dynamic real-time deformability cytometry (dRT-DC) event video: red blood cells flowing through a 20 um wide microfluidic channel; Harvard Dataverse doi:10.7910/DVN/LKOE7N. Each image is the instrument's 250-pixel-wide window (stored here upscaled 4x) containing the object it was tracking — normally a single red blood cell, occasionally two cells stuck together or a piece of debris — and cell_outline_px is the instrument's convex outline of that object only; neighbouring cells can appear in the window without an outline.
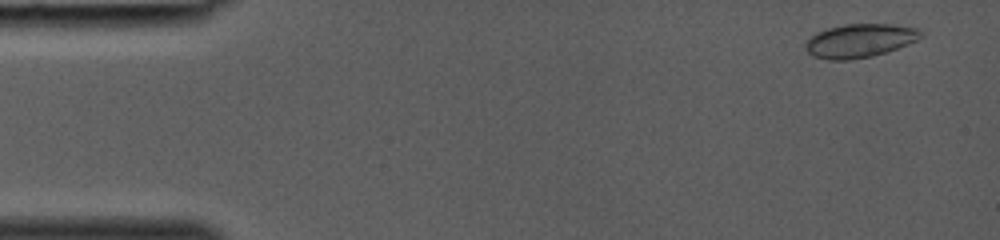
{"species": "common noctule bat (a hibernating species)", "species_latin": "Nyctalus noctula", "temperature_condition": "room temperature", "stored_images_in_passage": 37, "camera_frame_rate_fps": 3000, "um_per_image_px": 0.085, "animal": {"sex": "female", "body_mass_g": 19.0, "forearm_length_mm": 53.3}, "frame": {"image": 1, "passage_image": 1, "time_ms": 0.0, "image_size_px": [1000, 240], "cell_outline_px": [[924, 36], [908, 44], [872, 56], [848, 60], [828, 60], [812, 56], [804, 48], [804, 44], [816, 32], [828, 28], [844, 24], [892, 24], [920, 28]], "centroid_in_image_um": [73.07, 3.45], "position_along_channel_um": 11.9, "area_um2": 22.66}}
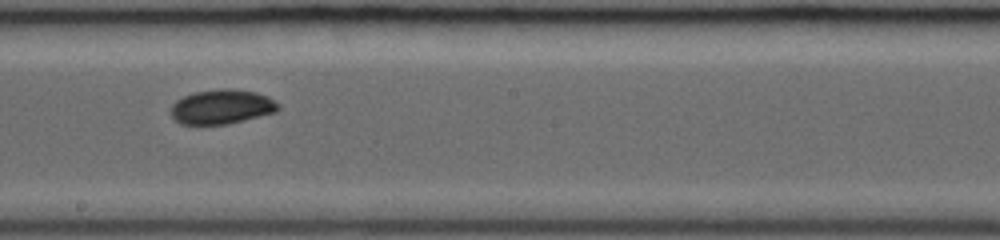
{"frame": {"image": 2, "passage_image": 21, "time_ms": 6.667, "image_size_px": [1000, 240], "cell_outline_px": [[280, 108], [276, 112], [228, 124], [180, 124], [172, 116], [172, 104], [176, 100], [184, 96], [196, 92], [220, 88], [232, 88], [256, 92], [268, 96], [280, 104]], "centroid_in_image_um": [18.88, 9.07], "position_along_channel_um": 229.3, "area_um2": 21.62}}
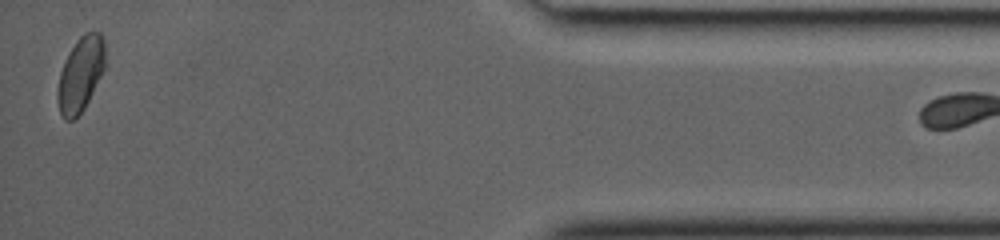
{"frame": {"image": 3, "passage_image": 36, "time_ms": 11.667, "image_size_px": [1000, 240], "cell_outline_px": [[104, 68], [84, 108], [72, 120], [64, 120], [60, 112], [56, 96], [56, 92], [60, 72], [68, 52], [76, 40], [84, 32], [100, 32], [104, 36]], "centroid_in_image_um": [6.82, 6.28], "position_along_channel_um": 428.4, "area_um2": 20.52}}